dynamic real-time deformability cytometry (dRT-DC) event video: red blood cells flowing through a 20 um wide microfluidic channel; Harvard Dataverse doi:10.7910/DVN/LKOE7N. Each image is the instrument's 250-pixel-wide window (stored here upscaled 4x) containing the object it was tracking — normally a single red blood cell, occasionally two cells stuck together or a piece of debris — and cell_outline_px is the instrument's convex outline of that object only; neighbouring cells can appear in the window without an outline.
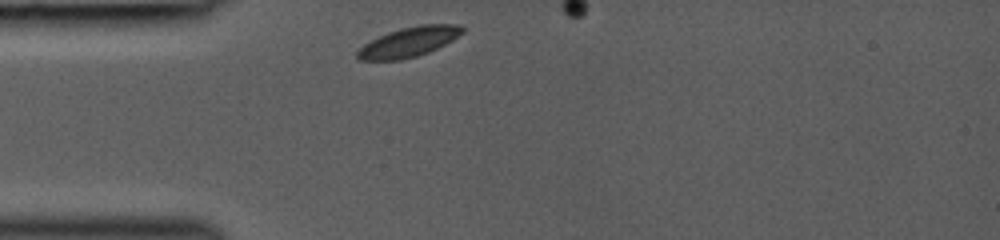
{"species": "common noctule bat (a hibernating species)", "species_latin": "Nyctalus noctula", "temperature_condition": "room temperature", "stored_images_in_passage": 6, "camera_frame_rate_fps": 3000, "um_per_image_px": 0.085, "animal": {"sex": "female", "body_mass_g": 19.0, "forearm_length_mm": 53.3}, "frame": {"image": 1, "passage_image": 1, "time_ms": 0.0, "image_size_px": [1000, 240], "cell_outline_px": [[464, 32], [452, 40], [428, 52], [416, 56], [400, 60], [356, 60], [356, 52], [364, 44], [388, 32], [420, 24], [456, 24], [464, 28]], "centroid_in_image_um": [34.74, 3.57], "position_along_channel_um": 50.3, "area_um2": 17.98}}